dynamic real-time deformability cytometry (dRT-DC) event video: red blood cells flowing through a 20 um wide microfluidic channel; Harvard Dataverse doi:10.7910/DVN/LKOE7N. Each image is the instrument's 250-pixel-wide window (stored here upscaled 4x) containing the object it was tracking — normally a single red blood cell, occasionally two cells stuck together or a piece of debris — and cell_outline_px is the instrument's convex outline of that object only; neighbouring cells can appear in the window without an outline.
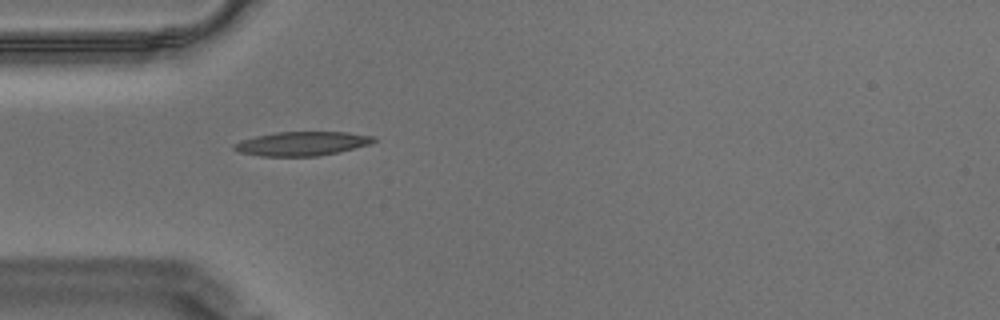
{"species": "Egyptian fruit bat (a non-hibernating species)", "species_latin": "Rousettus aegyptiacus", "temperature_condition": "warm", "stored_images_in_passage": 54, "camera_frame_rate_fps": 3000, "um_per_image_px": 0.085, "animal": {"sex": "male"}, "frame": {"image": 1, "passage_image": 14, "time_ms": 4.333, "image_size_px": [1000, 320], "cell_outline_px": [[376, 140], [372, 144], [340, 152], [316, 156], [260, 156], [240, 152], [232, 148], [232, 144], [240, 140], [256, 136], [276, 132], [348, 132], [376, 136]], "centroid_in_image_um": [25.7, 12.2], "position_along_channel_um": 59.3, "area_um2": 19.77}}
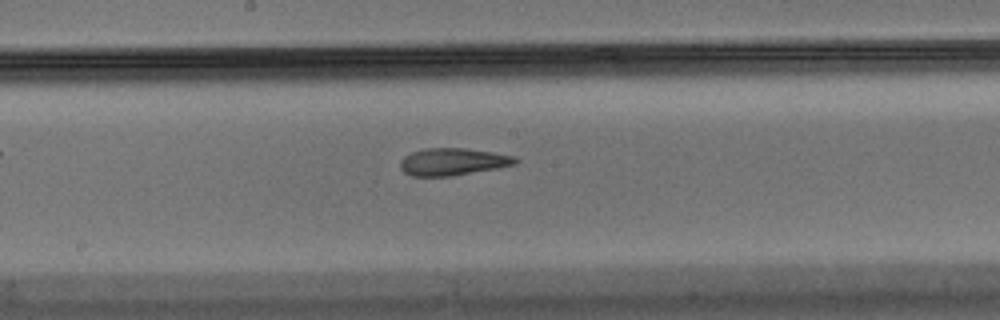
{"frame": {"image": 2, "passage_image": 27, "time_ms": 8.667, "image_size_px": [1000, 320], "cell_outline_px": [[520, 160], [516, 164], [496, 168], [452, 176], [412, 176], [404, 172], [400, 168], [400, 160], [404, 156], [412, 152], [424, 148], [464, 148], [492, 152], [516, 156]], "centroid_in_image_um": [38.49, 13.74], "position_along_channel_um": 209.7, "area_um2": 18.32}}
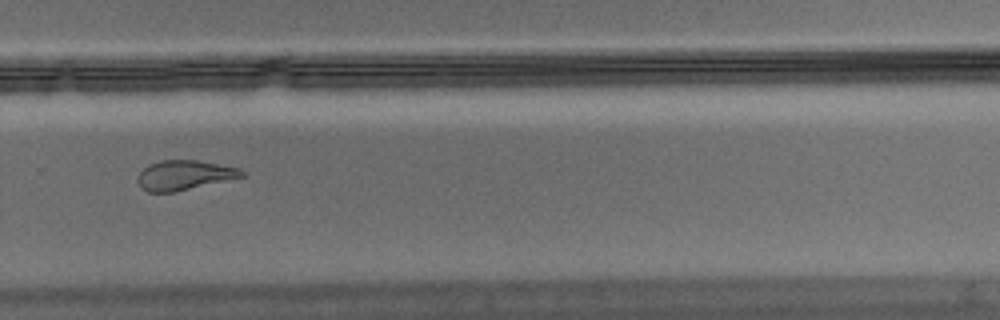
{"frame": {"image": 3, "passage_image": 36, "time_ms": 11.667, "image_size_px": [1000, 320], "cell_outline_px": [[248, 172], [244, 176], [172, 192], [148, 192], [140, 188], [136, 180], [136, 176], [148, 164], [160, 160], [200, 160], [240, 168]], "centroid_in_image_um": [15.64, 14.87], "position_along_channel_um": 314.2, "area_um2": 18.09}, "authors_computed_cell_mechanics": {"area_um2": 18.6694, "velocity_mm_per_s": 3.492, "shape_relaxation_time_tau1_ms": null, "shape_relaxation_time_tau2_ms": 2.8905, "deformation_change_tau1": null, "deformation_change_tau2": 0.108}}